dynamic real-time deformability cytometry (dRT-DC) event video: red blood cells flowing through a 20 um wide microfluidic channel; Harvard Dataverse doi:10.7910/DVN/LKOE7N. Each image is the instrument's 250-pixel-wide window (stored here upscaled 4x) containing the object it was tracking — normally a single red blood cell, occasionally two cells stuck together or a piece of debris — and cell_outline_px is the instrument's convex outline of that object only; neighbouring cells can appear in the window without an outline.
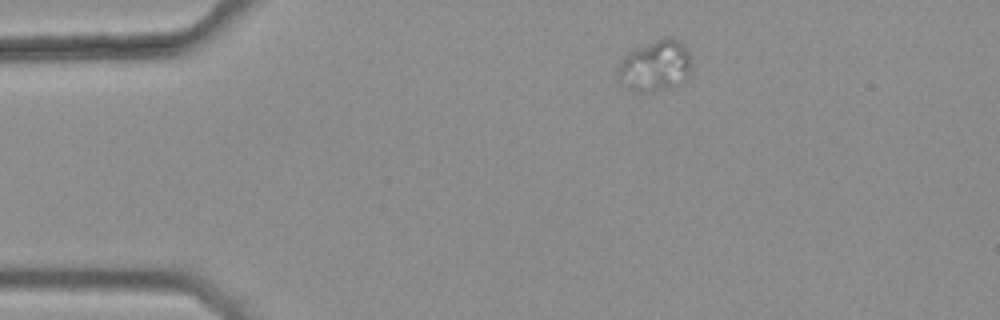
{"species": "common noctule bat (a hibernating species)", "species_latin": "Nyctalus noctula", "temperature_condition": "warm", "stored_images_in_passage": 4, "camera_frame_rate_fps": 3000, "um_per_image_px": 0.085, "animal": {"sex": "female", "body_mass_g": 25.1}, "frame": {"image": 1, "passage_image": 1, "time_ms": 0.0, "image_size_px": [1000, 320], "cell_outline_px": [[692, 68], [688, 76], [684, 80], [676, 84], [660, 88], [640, 92], [632, 92], [620, 84], [616, 76], [620, 60], [628, 52], [664, 36], [668, 36], [680, 40], [684, 44], [692, 56]], "centroid_in_image_um": [55.68, 5.56], "position_along_channel_um": 29.3, "area_um2": 22.2}}
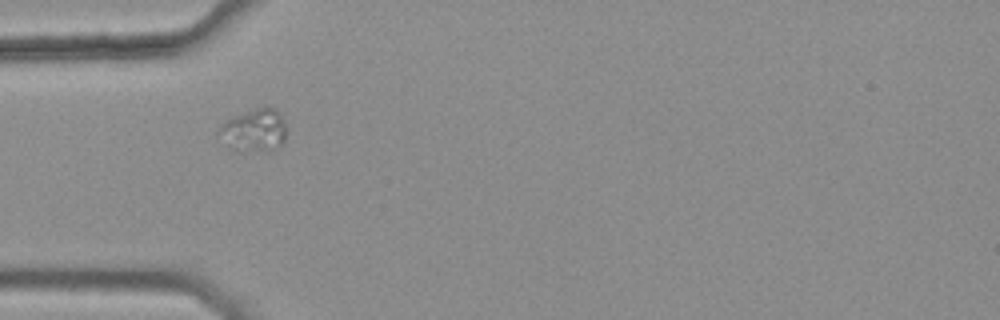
{"frame": {"image": 2, "passage_image": 3, "time_ms": 0.667, "image_size_px": [1000, 320], "cell_outline_px": [[284, 140], [276, 148], [268, 152], [240, 152], [228, 148], [216, 132], [232, 116], [256, 108], [276, 108], [280, 112], [284, 120]], "centroid_in_image_um": [21.58, 11.12], "position_along_channel_um": 63.4, "area_um2": 16.99}}
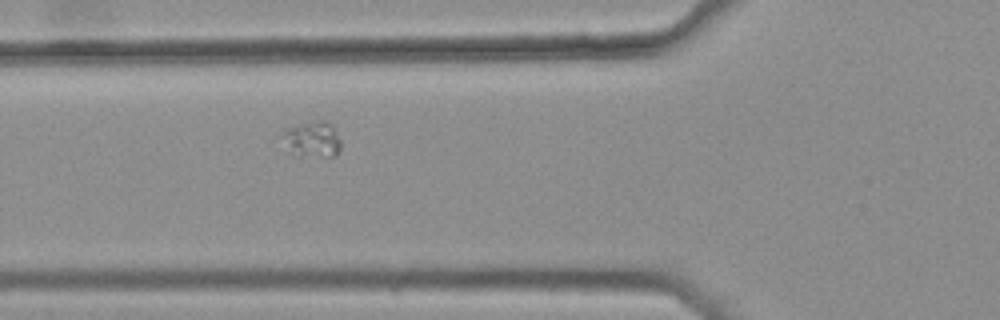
{"frame": {"image": 3, "passage_image": 4, "time_ms": 1.0, "image_size_px": [1000, 320], "cell_outline_px": [[340, 148], [332, 156], [300, 156], [288, 152], [276, 136], [288, 128], [316, 120], [324, 120], [332, 124], [340, 140]], "centroid_in_image_um": [26.44, 11.84], "position_along_channel_um": 99.4, "area_um2": 12.54}}